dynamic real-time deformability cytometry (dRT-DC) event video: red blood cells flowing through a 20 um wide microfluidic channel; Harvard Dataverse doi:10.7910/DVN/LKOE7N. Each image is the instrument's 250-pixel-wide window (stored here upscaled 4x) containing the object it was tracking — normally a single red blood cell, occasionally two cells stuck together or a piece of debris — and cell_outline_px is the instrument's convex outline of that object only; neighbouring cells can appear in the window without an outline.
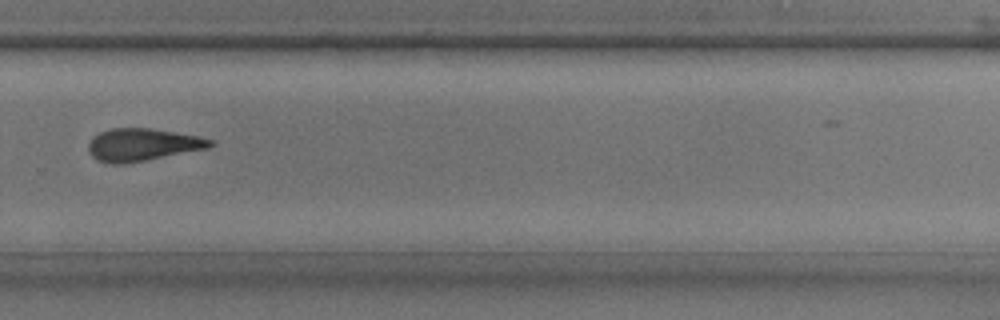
{"species": "common noctule bat (a hibernating species)", "species_latin": "Nyctalus noctula", "temperature_condition": "room temperature", "stored_images_in_passage": 30, "camera_frame_rate_fps": 3000, "um_per_image_px": 0.085, "animal": {"sex": "male", "body_mass_g": 17.9, "forearm_length_mm": 54.2}, "frame": {"image": 1, "passage_image": 25, "time_ms": 8.0, "image_size_px": [1000, 320], "cell_outline_px": [[216, 144], [208, 148], [124, 164], [112, 164], [96, 160], [88, 152], [88, 144], [92, 136], [100, 132], [112, 128], [148, 128], [196, 136], [212, 140]], "centroid_in_image_um": [12.05, 12.31], "position_along_channel_um": 317.7, "area_um2": 22.89}}
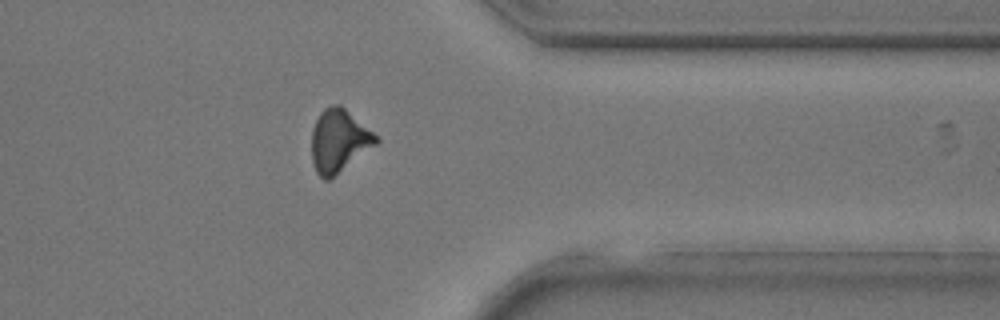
{"frame": {"image": 2, "passage_image": 29, "time_ms": 9.333, "image_size_px": [1000, 320], "cell_outline_px": [[380, 140], [376, 144], [328, 180], [324, 180], [316, 172], [312, 160], [312, 128], [320, 112], [324, 108], [332, 104], [340, 104], [380, 136]], "centroid_in_image_um": [28.82, 11.93], "position_along_channel_um": 382.6, "area_um2": 23.52}}